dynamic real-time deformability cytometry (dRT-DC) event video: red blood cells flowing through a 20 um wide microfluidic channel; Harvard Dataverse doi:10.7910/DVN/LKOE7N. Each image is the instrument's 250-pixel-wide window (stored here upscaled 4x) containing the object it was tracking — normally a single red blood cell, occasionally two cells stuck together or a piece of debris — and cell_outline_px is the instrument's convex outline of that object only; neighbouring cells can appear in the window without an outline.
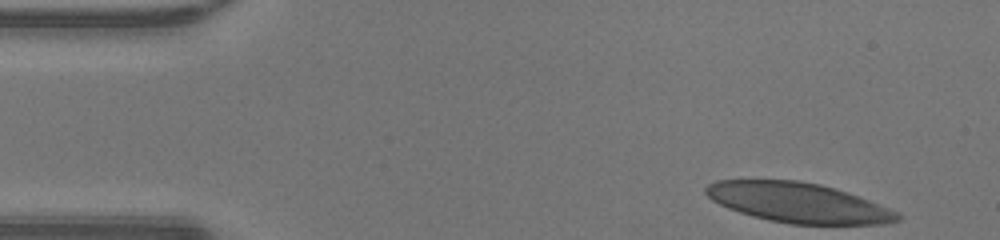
{"species": "human", "species_latin": "Homo sapiens", "temperature_condition": "warm", "stored_images_in_passage": 36, "camera_frame_rate_fps": 3000, "um_per_image_px": 0.085, "donor": {"sex": "male"}, "frame": {"image": 1, "passage_image": 1, "time_ms": 0.0, "image_size_px": [1000, 240], "cell_outline_px": [[900, 220], [880, 224], [792, 224], [768, 220], [740, 212], [728, 208], [712, 200], [704, 192], [704, 188], [708, 184], [720, 180], [800, 180], [820, 184], [856, 196], [900, 212]], "centroid_in_image_um": [67.82, 17.22], "position_along_channel_um": 17.2, "area_um2": 44.04}}
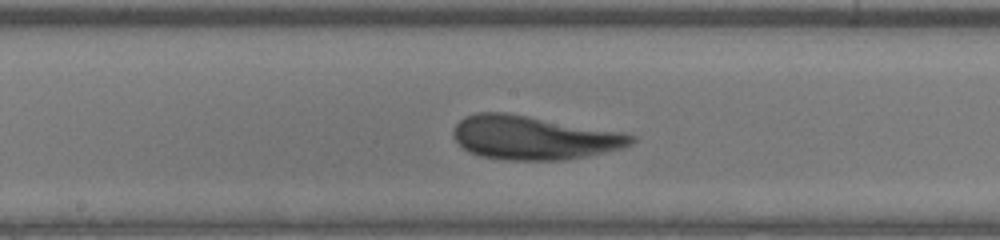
{"frame": {"image": 2, "passage_image": 21, "time_ms": 6.667, "image_size_px": [1000, 240], "cell_outline_px": [[636, 140], [632, 144], [624, 148], [564, 160], [504, 160], [480, 156], [468, 152], [452, 136], [452, 132], [456, 124], [464, 116], [476, 112], [508, 112], [620, 132], [636, 136]], "centroid_in_image_um": [45.32, 11.7], "position_along_channel_um": 202.9, "area_um2": 45.43}}
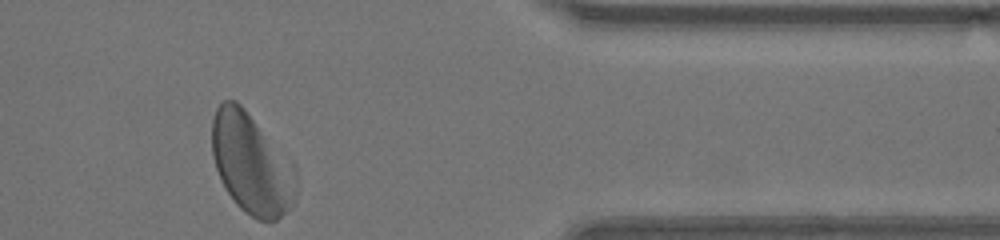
{"frame": {"image": 3, "passage_image": 36, "time_ms": 11.667, "image_size_px": [1000, 240], "cell_outline_px": [[296, 188], [284, 212], [276, 220], [256, 220], [240, 208], [236, 204], [228, 192], [216, 168], [212, 156], [212, 120], [216, 108], [224, 100], [236, 100], [244, 108], [296, 168]], "centroid_in_image_um": [21.33, 13.9], "position_along_channel_um": 390.1, "area_um2": 48.21}, "authors_computed_cell_mechanics": {"area_um2": 45.4308, "velocity_mm_per_s": 4.2765, "shape_relaxation_time_tau1_ms": 2.2783, "shape_relaxation_time_tau2_ms": 1.578, "deformation_change_tau1": 0.1335, "deformation_change_tau2": 0.0977}}